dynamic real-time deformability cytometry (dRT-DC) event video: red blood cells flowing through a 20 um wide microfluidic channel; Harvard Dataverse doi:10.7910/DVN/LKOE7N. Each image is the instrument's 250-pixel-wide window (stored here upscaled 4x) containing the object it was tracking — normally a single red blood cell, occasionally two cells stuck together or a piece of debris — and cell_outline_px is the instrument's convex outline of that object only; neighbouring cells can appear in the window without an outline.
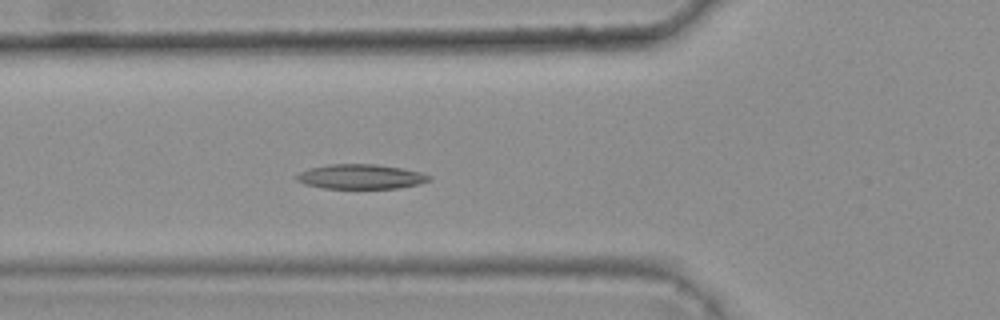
{"species": "common noctule bat (a hibernating species)", "species_latin": "Nyctalus noctula", "temperature_condition": "warm", "stored_images_in_passage": 6, "camera_frame_rate_fps": 3000, "um_per_image_px": 0.085, "animal": {"sex": "female", "body_mass_g": 25.1}, "frame": {"image": 1, "passage_image": 5, "time_ms": 1.333, "image_size_px": [1000, 320], "cell_outline_px": [[432, 180], [420, 184], [400, 188], [324, 188], [304, 184], [296, 180], [296, 176], [300, 172], [308, 168], [328, 164], [376, 164], [400, 168], [420, 172], [432, 176]], "centroid_in_image_um": [30.68, 15.01], "position_along_channel_um": 95.1, "area_um2": 19.13}}